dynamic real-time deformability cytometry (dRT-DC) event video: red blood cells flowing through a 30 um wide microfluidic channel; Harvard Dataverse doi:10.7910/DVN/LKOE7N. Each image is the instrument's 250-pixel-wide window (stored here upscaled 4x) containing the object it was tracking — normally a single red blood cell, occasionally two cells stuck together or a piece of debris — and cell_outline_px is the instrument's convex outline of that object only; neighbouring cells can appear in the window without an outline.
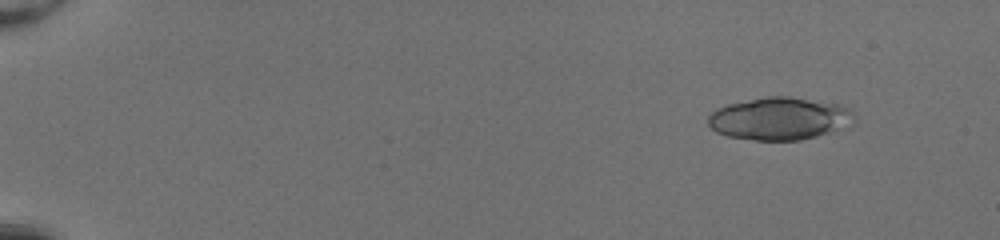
{"species": "common noctule bat (a hibernating species)", "species_latin": "Nyctalus noctula", "temperature_condition": "room temperature", "stored_images_in_passage": 21, "camera_frame_rate_fps": 3000, "um_per_image_px": 0.085, "animal": {"sex": "female", "body_mass_g": 20.0, "forearm_length_mm": 54.0}, "frame": {"image": 1, "passage_image": 6, "time_ms": 1.667, "image_size_px": [1000, 240], "cell_outline_px": [[856, 116], [852, 124], [848, 128], [800, 140], [752, 140], [728, 136], [716, 132], [708, 124], [708, 116], [716, 108], [728, 104], [768, 96], [788, 96], [836, 104], [848, 108]], "centroid_in_image_um": [66.28, 10.09], "position_along_channel_um": 18.7, "area_um2": 36.3}}